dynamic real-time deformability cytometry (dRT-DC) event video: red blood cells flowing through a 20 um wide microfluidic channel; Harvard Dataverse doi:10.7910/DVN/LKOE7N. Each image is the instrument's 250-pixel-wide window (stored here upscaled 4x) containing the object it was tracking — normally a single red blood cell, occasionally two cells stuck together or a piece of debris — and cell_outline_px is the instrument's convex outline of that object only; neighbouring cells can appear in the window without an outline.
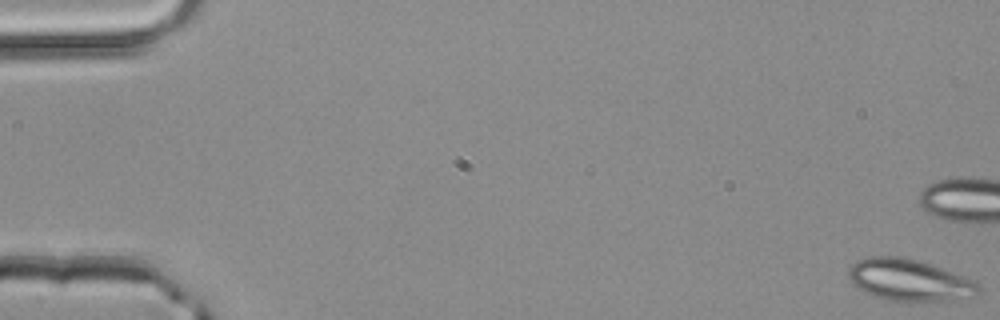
{"species": "common noctule bat (a hibernating species)", "species_latin": "Nyctalus noctula", "temperature_condition": "room temperature", "stored_images_in_passage": 52, "camera_frame_rate_fps": 3000, "um_per_image_px": 0.085, "animal": {"sex": "male", "body_mass_g": 20.4}, "frame": {"image": 1, "passage_image": 1, "time_ms": 0.0, "image_size_px": [1000, 320], "cell_outline_px": [[980, 292], [976, 296], [960, 304], [908, 304], [888, 300], [872, 296], [852, 284], [848, 280], [848, 268], [856, 260], [868, 256], [900, 256], [916, 260], [940, 268], [972, 280], [980, 284]], "centroid_in_image_um": [77.37, 23.91], "position_along_channel_um": 7.6, "area_um2": 33.47}}
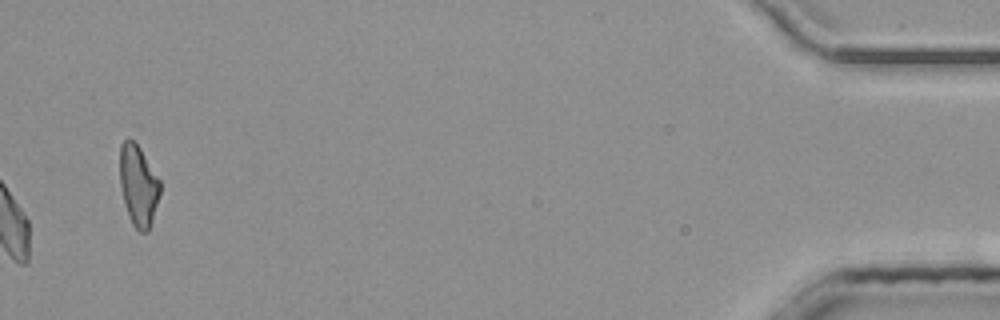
{"frame": {"image": 2, "passage_image": 52, "time_ms": 17.0, "image_size_px": [1000, 320], "cell_outline_px": [[160, 192], [152, 220], [148, 232], [140, 232], [132, 224], [128, 216], [124, 204], [120, 184], [120, 144], [124, 140], [132, 140], [140, 148], [160, 180]], "centroid_in_image_um": [11.75, 15.78], "position_along_channel_um": 423.5, "area_um2": 18.84}, "authors_computed_cell_mechanics": {"area_um2": 18.785, "velocity_mm_per_s": 4.154, "shape_relaxation_time_tau1_ms": 5.9008, "shape_relaxation_time_tau2_ms": 4.6645, "deformation_change_tau1": 0.1569, "deformation_change_tau2": 0.1041}}